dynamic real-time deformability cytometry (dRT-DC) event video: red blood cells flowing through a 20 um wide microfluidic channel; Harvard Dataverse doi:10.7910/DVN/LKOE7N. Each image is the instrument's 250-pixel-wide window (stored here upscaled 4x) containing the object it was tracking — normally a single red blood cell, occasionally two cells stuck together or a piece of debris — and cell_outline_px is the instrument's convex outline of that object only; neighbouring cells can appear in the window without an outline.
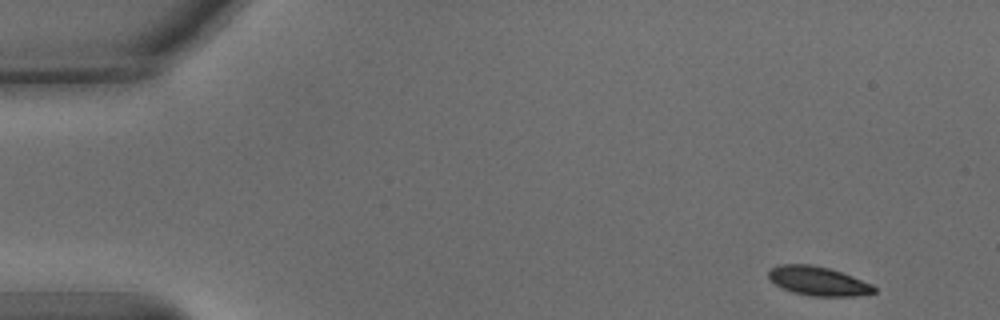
{"species": "common noctule bat (a hibernating species)", "species_latin": "Nyctalus noctula", "temperature_condition": "warm", "stored_images_in_passage": 50, "camera_frame_rate_fps": 3000, "um_per_image_px": 0.085, "animal": {"sex": "male", "body_mass_g": 15.6}, "frame": {"image": 1, "passage_image": 1, "time_ms": 0.0, "image_size_px": [1000, 320], "cell_outline_px": [[876, 292], [856, 296], [812, 296], [792, 292], [776, 284], [768, 276], [768, 272], [772, 268], [780, 264], [812, 264], [828, 268], [852, 276], [872, 284], [876, 288]], "centroid_in_image_um": [69.56, 23.89], "position_along_channel_um": 15.4, "area_um2": 17.69}}
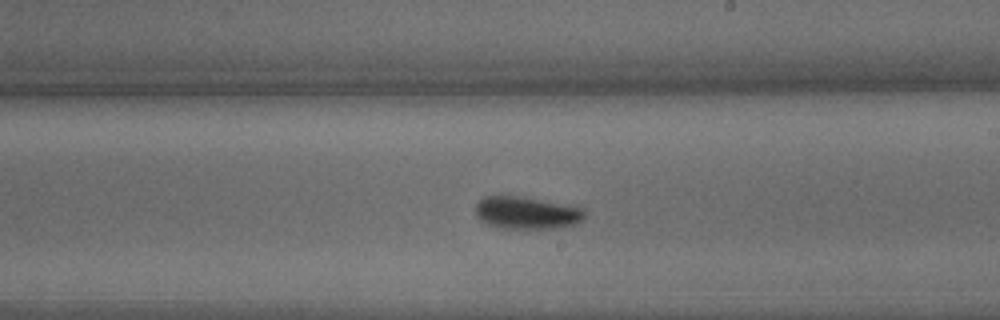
{"frame": {"image": 2, "passage_image": 28, "time_ms": 9.0, "image_size_px": [1000, 320], "cell_outline_px": [[584, 216], [576, 224], [556, 228], [496, 228], [480, 220], [476, 216], [476, 204], [484, 196], [520, 196], [584, 208]], "centroid_in_image_um": [44.73, 18.09], "position_along_channel_um": 244.3, "area_um2": 20.46}}
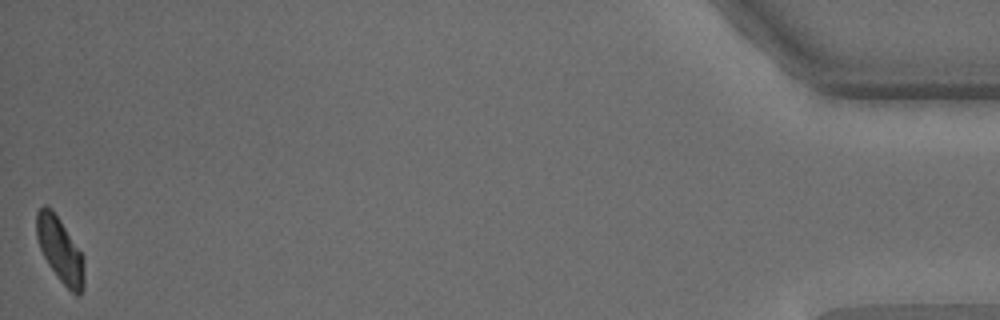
{"frame": {"image": 3, "passage_image": 50, "time_ms": 16.333, "image_size_px": [1000, 320], "cell_outline_px": [[84, 284], [80, 292], [76, 296], [60, 280], [48, 264], [40, 248], [36, 236], [36, 212], [44, 204], [52, 208], [60, 220], [80, 252], [84, 260]], "centroid_in_image_um": [5.08, 21.21], "position_along_channel_um": 430.1, "area_um2": 17.69}, "authors_computed_cell_mechanics": {"area_um2": 19.2474, "velocity_mm_per_s": 3.8043, "shape_relaxation_time_tau1_ms": 2.2432, "shape_relaxation_time_tau2_ms": 1.528, "deformation_change_tau1": 0.124, "deformation_change_tau2": 0.0647}}